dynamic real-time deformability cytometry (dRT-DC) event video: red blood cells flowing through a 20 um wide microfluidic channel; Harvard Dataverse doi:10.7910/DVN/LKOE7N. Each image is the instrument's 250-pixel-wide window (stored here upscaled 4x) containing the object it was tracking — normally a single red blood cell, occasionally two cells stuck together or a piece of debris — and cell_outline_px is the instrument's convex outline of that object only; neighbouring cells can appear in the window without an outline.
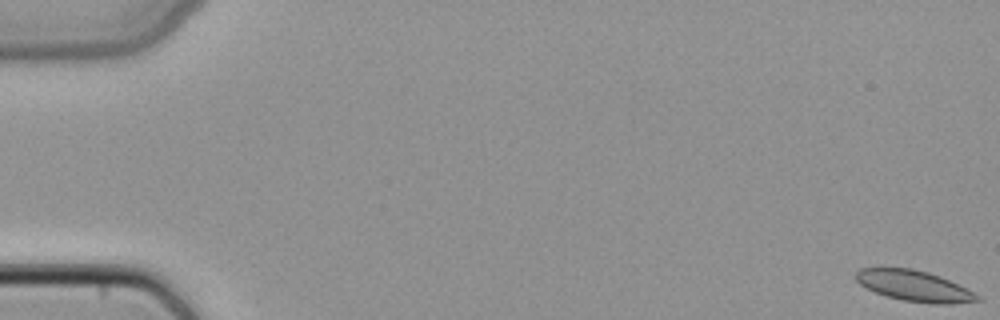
{"species": "common noctule bat (a hibernating species)", "species_latin": "Nyctalus noctula", "temperature_condition": "cold", "stored_images_in_passage": 50, "camera_frame_rate_fps": 3000, "um_per_image_px": 0.085, "animal": {"sex": "female", "body_mass_g": 22.7, "forearm_length_mm": 54.2}, "frame": {"image": 1, "passage_image": 1, "time_ms": 0.0, "image_size_px": [1000, 320], "cell_outline_px": [[980, 300], [952, 304], [932, 304], [904, 300], [888, 296], [876, 292], [860, 284], [856, 280], [856, 272], [860, 268], [912, 268], [928, 272], [940, 276], [980, 296]], "centroid_in_image_um": [77.7, 24.3], "position_along_channel_um": 7.3, "area_um2": 21.39}}
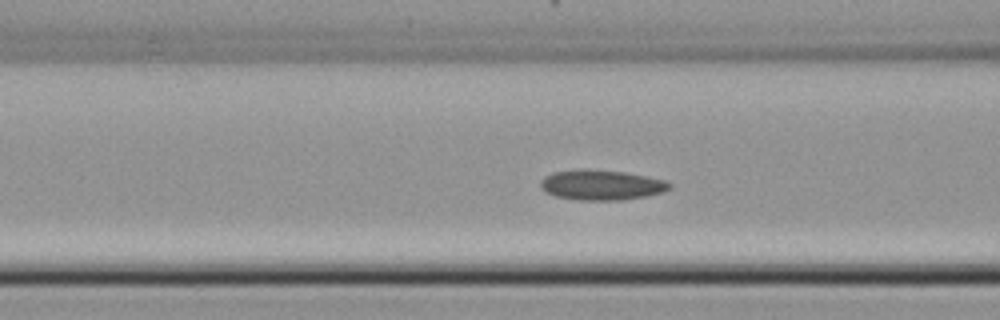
{"frame": {"image": 2, "passage_image": 21, "time_ms": 6.667, "image_size_px": [1000, 320], "cell_outline_px": [[672, 188], [664, 192], [648, 196], [620, 200], [580, 200], [556, 196], [540, 188], [540, 180], [544, 176], [552, 172], [588, 168], [624, 172], [664, 180], [672, 184]], "centroid_in_image_um": [51.12, 15.71], "position_along_channel_um": 115.5, "area_um2": 22.77}}
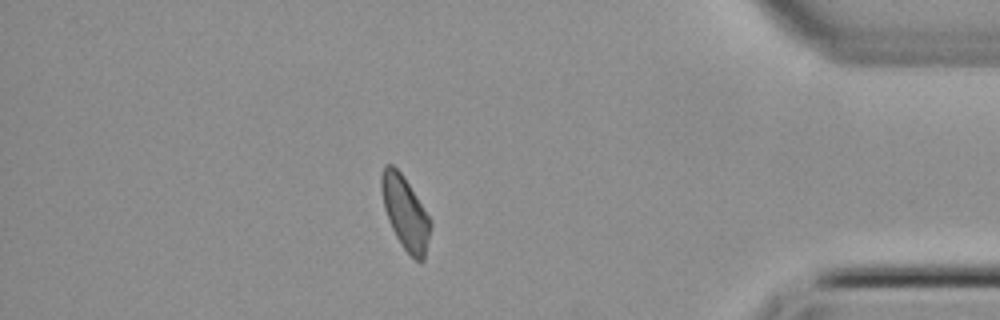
{"frame": {"image": 3, "passage_image": 44, "time_ms": 14.333, "image_size_px": [1000, 320], "cell_outline_px": [[432, 224], [424, 260], [416, 260], [404, 248], [396, 236], [388, 220], [384, 208], [380, 188], [380, 176], [384, 164], [392, 164], [400, 172], [432, 220]], "centroid_in_image_um": [34.43, 18.06], "position_along_channel_um": 400.8, "area_um2": 20.69}}